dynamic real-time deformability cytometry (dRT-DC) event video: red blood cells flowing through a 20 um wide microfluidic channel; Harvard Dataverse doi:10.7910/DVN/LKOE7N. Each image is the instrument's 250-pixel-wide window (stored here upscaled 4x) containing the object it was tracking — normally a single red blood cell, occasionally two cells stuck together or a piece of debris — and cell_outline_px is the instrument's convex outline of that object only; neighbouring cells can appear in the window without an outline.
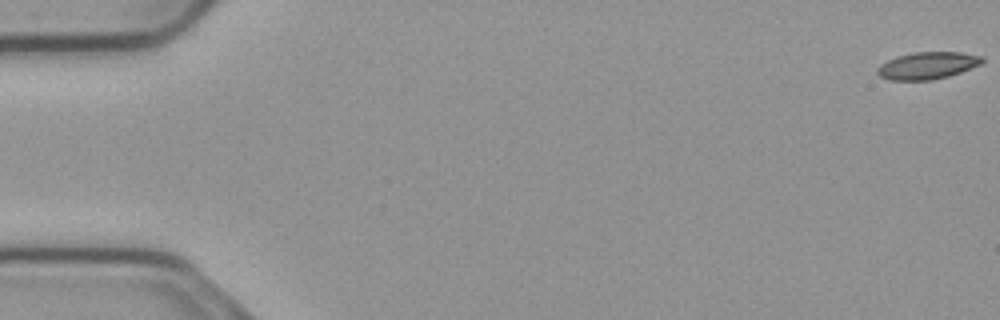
{"species": "common noctule bat (a hibernating species)", "species_latin": "Nyctalus noctula", "temperature_condition": "cold", "stored_images_in_passage": 56, "camera_frame_rate_fps": 3000, "um_per_image_px": 0.085, "animal": {"sex": "male", "body_mass_g": 23.1, "forearm_length_mm": 52.7}, "frame": {"image": 1, "passage_image": 1, "time_ms": 0.0, "image_size_px": [1000, 320], "cell_outline_px": [[984, 60], [980, 64], [960, 72], [948, 76], [932, 80], [888, 80], [880, 76], [876, 72], [876, 68], [880, 64], [896, 56], [916, 52], [960, 52], [984, 56]], "centroid_in_image_um": [78.81, 5.57], "position_along_channel_um": 6.2, "area_um2": 16.59}}
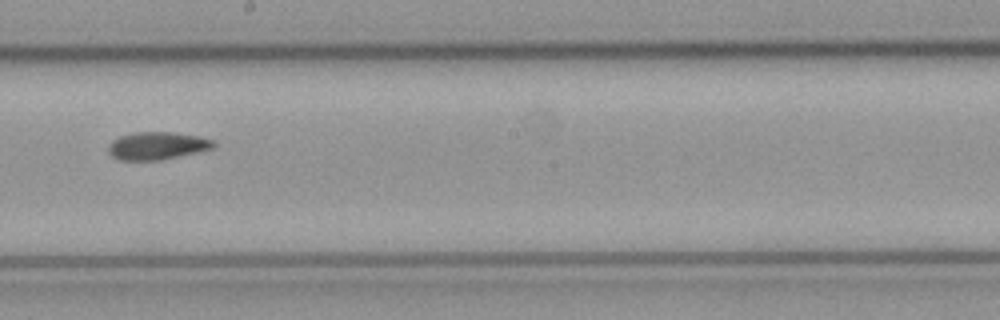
{"frame": {"image": 2, "passage_image": 32, "time_ms": 10.333, "image_size_px": [1000, 320], "cell_outline_px": [[216, 144], [212, 148], [196, 152], [160, 160], [120, 160], [112, 156], [108, 152], [108, 144], [112, 140], [120, 136], [136, 132], [172, 132], [200, 136], [212, 140]], "centroid_in_image_um": [13.32, 12.38], "position_along_channel_um": 234.9, "area_um2": 16.88}}
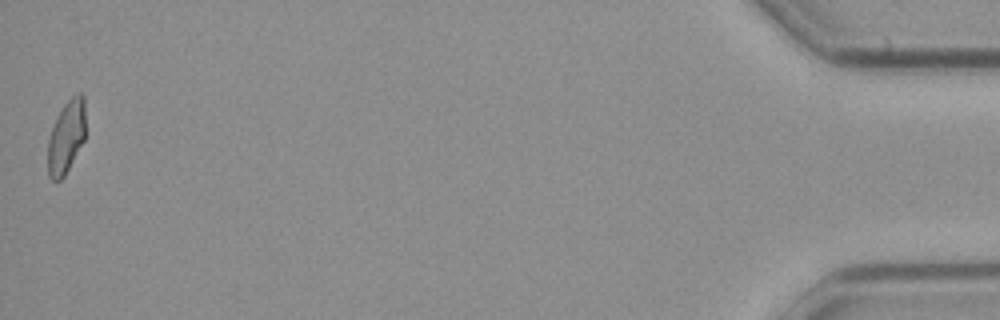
{"frame": {"image": 3, "passage_image": 56, "time_ms": 18.333, "image_size_px": [1000, 320], "cell_outline_px": [[84, 140], [64, 176], [60, 180], [52, 180], [48, 176], [48, 140], [56, 116], [64, 104], [76, 92], [80, 92], [84, 96]], "centroid_in_image_um": [5.62, 11.61], "position_along_channel_um": 429.6, "area_um2": 15.9}, "authors_computed_cell_mechanics": {"area_um2": 16.9354, "velocity_mm_per_s": 3.7097, "shape_relaxation_time_tau1_ms": null, "shape_relaxation_time_tau2_ms": 9.854, "deformation_change_tau1": null, "deformation_change_tau2": 0.1457}}